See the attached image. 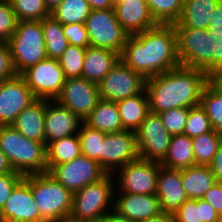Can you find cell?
Returning <instances> with one entry per match:
<instances>
[{
  "label": "cell",
  "instance_id": "36",
  "mask_svg": "<svg viewBox=\"0 0 222 222\" xmlns=\"http://www.w3.org/2000/svg\"><path fill=\"white\" fill-rule=\"evenodd\" d=\"M18 21H41L51 16L44 0H9Z\"/></svg>",
  "mask_w": 222,
  "mask_h": 222
},
{
  "label": "cell",
  "instance_id": "47",
  "mask_svg": "<svg viewBox=\"0 0 222 222\" xmlns=\"http://www.w3.org/2000/svg\"><path fill=\"white\" fill-rule=\"evenodd\" d=\"M207 30L209 33H222V0L217 3Z\"/></svg>",
  "mask_w": 222,
  "mask_h": 222
},
{
  "label": "cell",
  "instance_id": "1",
  "mask_svg": "<svg viewBox=\"0 0 222 222\" xmlns=\"http://www.w3.org/2000/svg\"><path fill=\"white\" fill-rule=\"evenodd\" d=\"M120 60L145 79L180 66L174 25L158 24L128 35Z\"/></svg>",
  "mask_w": 222,
  "mask_h": 222
},
{
  "label": "cell",
  "instance_id": "10",
  "mask_svg": "<svg viewBox=\"0 0 222 222\" xmlns=\"http://www.w3.org/2000/svg\"><path fill=\"white\" fill-rule=\"evenodd\" d=\"M47 172L73 194L108 174L96 160L82 154L70 162L47 165Z\"/></svg>",
  "mask_w": 222,
  "mask_h": 222
},
{
  "label": "cell",
  "instance_id": "24",
  "mask_svg": "<svg viewBox=\"0 0 222 222\" xmlns=\"http://www.w3.org/2000/svg\"><path fill=\"white\" fill-rule=\"evenodd\" d=\"M220 0H185L182 14L174 28L207 30L213 11Z\"/></svg>",
  "mask_w": 222,
  "mask_h": 222
},
{
  "label": "cell",
  "instance_id": "34",
  "mask_svg": "<svg viewBox=\"0 0 222 222\" xmlns=\"http://www.w3.org/2000/svg\"><path fill=\"white\" fill-rule=\"evenodd\" d=\"M185 0H147L149 11L157 24L173 25L181 17Z\"/></svg>",
  "mask_w": 222,
  "mask_h": 222
},
{
  "label": "cell",
  "instance_id": "49",
  "mask_svg": "<svg viewBox=\"0 0 222 222\" xmlns=\"http://www.w3.org/2000/svg\"><path fill=\"white\" fill-rule=\"evenodd\" d=\"M207 84L222 95V67L216 68L207 74Z\"/></svg>",
  "mask_w": 222,
  "mask_h": 222
},
{
  "label": "cell",
  "instance_id": "39",
  "mask_svg": "<svg viewBox=\"0 0 222 222\" xmlns=\"http://www.w3.org/2000/svg\"><path fill=\"white\" fill-rule=\"evenodd\" d=\"M212 130L210 119L201 105L190 107L183 135L194 138Z\"/></svg>",
  "mask_w": 222,
  "mask_h": 222
},
{
  "label": "cell",
  "instance_id": "15",
  "mask_svg": "<svg viewBox=\"0 0 222 222\" xmlns=\"http://www.w3.org/2000/svg\"><path fill=\"white\" fill-rule=\"evenodd\" d=\"M100 100L98 85L84 78L66 79L56 101L84 121Z\"/></svg>",
  "mask_w": 222,
  "mask_h": 222
},
{
  "label": "cell",
  "instance_id": "54",
  "mask_svg": "<svg viewBox=\"0 0 222 222\" xmlns=\"http://www.w3.org/2000/svg\"><path fill=\"white\" fill-rule=\"evenodd\" d=\"M62 0H44V3L48 10L52 12Z\"/></svg>",
  "mask_w": 222,
  "mask_h": 222
},
{
  "label": "cell",
  "instance_id": "38",
  "mask_svg": "<svg viewBox=\"0 0 222 222\" xmlns=\"http://www.w3.org/2000/svg\"><path fill=\"white\" fill-rule=\"evenodd\" d=\"M86 48L71 45L58 58L66 79L82 78Z\"/></svg>",
  "mask_w": 222,
  "mask_h": 222
},
{
  "label": "cell",
  "instance_id": "5",
  "mask_svg": "<svg viewBox=\"0 0 222 222\" xmlns=\"http://www.w3.org/2000/svg\"><path fill=\"white\" fill-rule=\"evenodd\" d=\"M31 191L45 222H68L73 193L49 172L31 174Z\"/></svg>",
  "mask_w": 222,
  "mask_h": 222
},
{
  "label": "cell",
  "instance_id": "46",
  "mask_svg": "<svg viewBox=\"0 0 222 222\" xmlns=\"http://www.w3.org/2000/svg\"><path fill=\"white\" fill-rule=\"evenodd\" d=\"M202 199L210 203L216 212L222 214V182H215L213 186L205 192Z\"/></svg>",
  "mask_w": 222,
  "mask_h": 222
},
{
  "label": "cell",
  "instance_id": "50",
  "mask_svg": "<svg viewBox=\"0 0 222 222\" xmlns=\"http://www.w3.org/2000/svg\"><path fill=\"white\" fill-rule=\"evenodd\" d=\"M92 10L114 9L112 0H86Z\"/></svg>",
  "mask_w": 222,
  "mask_h": 222
},
{
  "label": "cell",
  "instance_id": "55",
  "mask_svg": "<svg viewBox=\"0 0 222 222\" xmlns=\"http://www.w3.org/2000/svg\"><path fill=\"white\" fill-rule=\"evenodd\" d=\"M113 1V4H114V7L117 5V4H120L126 0H112Z\"/></svg>",
  "mask_w": 222,
  "mask_h": 222
},
{
  "label": "cell",
  "instance_id": "9",
  "mask_svg": "<svg viewBox=\"0 0 222 222\" xmlns=\"http://www.w3.org/2000/svg\"><path fill=\"white\" fill-rule=\"evenodd\" d=\"M36 99L56 100L63 90L65 76L58 59L45 58L20 74Z\"/></svg>",
  "mask_w": 222,
  "mask_h": 222
},
{
  "label": "cell",
  "instance_id": "33",
  "mask_svg": "<svg viewBox=\"0 0 222 222\" xmlns=\"http://www.w3.org/2000/svg\"><path fill=\"white\" fill-rule=\"evenodd\" d=\"M222 141V134L215 130L192 138V148L196 165L209 166Z\"/></svg>",
  "mask_w": 222,
  "mask_h": 222
},
{
  "label": "cell",
  "instance_id": "20",
  "mask_svg": "<svg viewBox=\"0 0 222 222\" xmlns=\"http://www.w3.org/2000/svg\"><path fill=\"white\" fill-rule=\"evenodd\" d=\"M156 195L159 198L161 210L172 214L189 199L183 187L181 169L160 167Z\"/></svg>",
  "mask_w": 222,
  "mask_h": 222
},
{
  "label": "cell",
  "instance_id": "21",
  "mask_svg": "<svg viewBox=\"0 0 222 222\" xmlns=\"http://www.w3.org/2000/svg\"><path fill=\"white\" fill-rule=\"evenodd\" d=\"M117 20L128 35L156 27L147 0H126L114 7Z\"/></svg>",
  "mask_w": 222,
  "mask_h": 222
},
{
  "label": "cell",
  "instance_id": "26",
  "mask_svg": "<svg viewBox=\"0 0 222 222\" xmlns=\"http://www.w3.org/2000/svg\"><path fill=\"white\" fill-rule=\"evenodd\" d=\"M90 128L105 133L125 130L122 126L116 102L99 100L90 115L83 121Z\"/></svg>",
  "mask_w": 222,
  "mask_h": 222
},
{
  "label": "cell",
  "instance_id": "30",
  "mask_svg": "<svg viewBox=\"0 0 222 222\" xmlns=\"http://www.w3.org/2000/svg\"><path fill=\"white\" fill-rule=\"evenodd\" d=\"M47 165H60L70 162L81 155L80 141L77 134L61 138L46 146Z\"/></svg>",
  "mask_w": 222,
  "mask_h": 222
},
{
  "label": "cell",
  "instance_id": "23",
  "mask_svg": "<svg viewBox=\"0 0 222 222\" xmlns=\"http://www.w3.org/2000/svg\"><path fill=\"white\" fill-rule=\"evenodd\" d=\"M45 108L46 100L36 99L18 114L11 125L26 138L45 143Z\"/></svg>",
  "mask_w": 222,
  "mask_h": 222
},
{
  "label": "cell",
  "instance_id": "4",
  "mask_svg": "<svg viewBox=\"0 0 222 222\" xmlns=\"http://www.w3.org/2000/svg\"><path fill=\"white\" fill-rule=\"evenodd\" d=\"M114 174H107L100 181L86 185L73 194L68 222H100L114 209ZM114 180V181H113ZM107 211V212H106Z\"/></svg>",
  "mask_w": 222,
  "mask_h": 222
},
{
  "label": "cell",
  "instance_id": "53",
  "mask_svg": "<svg viewBox=\"0 0 222 222\" xmlns=\"http://www.w3.org/2000/svg\"><path fill=\"white\" fill-rule=\"evenodd\" d=\"M13 170L6 158V155L0 149V175L12 173Z\"/></svg>",
  "mask_w": 222,
  "mask_h": 222
},
{
  "label": "cell",
  "instance_id": "44",
  "mask_svg": "<svg viewBox=\"0 0 222 222\" xmlns=\"http://www.w3.org/2000/svg\"><path fill=\"white\" fill-rule=\"evenodd\" d=\"M17 75L8 43L0 42V82Z\"/></svg>",
  "mask_w": 222,
  "mask_h": 222
},
{
  "label": "cell",
  "instance_id": "52",
  "mask_svg": "<svg viewBox=\"0 0 222 222\" xmlns=\"http://www.w3.org/2000/svg\"><path fill=\"white\" fill-rule=\"evenodd\" d=\"M142 222H174V217L172 213L161 211L159 214Z\"/></svg>",
  "mask_w": 222,
  "mask_h": 222
},
{
  "label": "cell",
  "instance_id": "32",
  "mask_svg": "<svg viewBox=\"0 0 222 222\" xmlns=\"http://www.w3.org/2000/svg\"><path fill=\"white\" fill-rule=\"evenodd\" d=\"M92 9L86 0H62L51 16L63 24H85Z\"/></svg>",
  "mask_w": 222,
  "mask_h": 222
},
{
  "label": "cell",
  "instance_id": "18",
  "mask_svg": "<svg viewBox=\"0 0 222 222\" xmlns=\"http://www.w3.org/2000/svg\"><path fill=\"white\" fill-rule=\"evenodd\" d=\"M83 121L56 100H46L44 133L46 146L58 139L77 134Z\"/></svg>",
  "mask_w": 222,
  "mask_h": 222
},
{
  "label": "cell",
  "instance_id": "8",
  "mask_svg": "<svg viewBox=\"0 0 222 222\" xmlns=\"http://www.w3.org/2000/svg\"><path fill=\"white\" fill-rule=\"evenodd\" d=\"M177 56L182 66L211 72V37L208 30L175 28Z\"/></svg>",
  "mask_w": 222,
  "mask_h": 222
},
{
  "label": "cell",
  "instance_id": "40",
  "mask_svg": "<svg viewBox=\"0 0 222 222\" xmlns=\"http://www.w3.org/2000/svg\"><path fill=\"white\" fill-rule=\"evenodd\" d=\"M189 108H173L168 111L159 113V116L168 130L173 135H183L186 121L188 118Z\"/></svg>",
  "mask_w": 222,
  "mask_h": 222
},
{
  "label": "cell",
  "instance_id": "48",
  "mask_svg": "<svg viewBox=\"0 0 222 222\" xmlns=\"http://www.w3.org/2000/svg\"><path fill=\"white\" fill-rule=\"evenodd\" d=\"M209 167L215 176L216 182H222V141L220 142Z\"/></svg>",
  "mask_w": 222,
  "mask_h": 222
},
{
  "label": "cell",
  "instance_id": "25",
  "mask_svg": "<svg viewBox=\"0 0 222 222\" xmlns=\"http://www.w3.org/2000/svg\"><path fill=\"white\" fill-rule=\"evenodd\" d=\"M120 120L125 130L136 131L141 122L150 113L149 98L146 89L141 93L116 102Z\"/></svg>",
  "mask_w": 222,
  "mask_h": 222
},
{
  "label": "cell",
  "instance_id": "51",
  "mask_svg": "<svg viewBox=\"0 0 222 222\" xmlns=\"http://www.w3.org/2000/svg\"><path fill=\"white\" fill-rule=\"evenodd\" d=\"M100 222H133L129 219L119 215L115 210L108 212Z\"/></svg>",
  "mask_w": 222,
  "mask_h": 222
},
{
  "label": "cell",
  "instance_id": "11",
  "mask_svg": "<svg viewBox=\"0 0 222 222\" xmlns=\"http://www.w3.org/2000/svg\"><path fill=\"white\" fill-rule=\"evenodd\" d=\"M146 79L129 68L122 60L97 84L99 97L118 102L135 96L145 89Z\"/></svg>",
  "mask_w": 222,
  "mask_h": 222
},
{
  "label": "cell",
  "instance_id": "14",
  "mask_svg": "<svg viewBox=\"0 0 222 222\" xmlns=\"http://www.w3.org/2000/svg\"><path fill=\"white\" fill-rule=\"evenodd\" d=\"M139 158L136 132L123 130L106 133L100 153V166L114 174L120 167Z\"/></svg>",
  "mask_w": 222,
  "mask_h": 222
},
{
  "label": "cell",
  "instance_id": "42",
  "mask_svg": "<svg viewBox=\"0 0 222 222\" xmlns=\"http://www.w3.org/2000/svg\"><path fill=\"white\" fill-rule=\"evenodd\" d=\"M62 28L69 44L82 48L89 46V37L85 24H63Z\"/></svg>",
  "mask_w": 222,
  "mask_h": 222
},
{
  "label": "cell",
  "instance_id": "3",
  "mask_svg": "<svg viewBox=\"0 0 222 222\" xmlns=\"http://www.w3.org/2000/svg\"><path fill=\"white\" fill-rule=\"evenodd\" d=\"M0 149L15 172L24 176L47 172L46 144L26 138L12 125L0 126Z\"/></svg>",
  "mask_w": 222,
  "mask_h": 222
},
{
  "label": "cell",
  "instance_id": "16",
  "mask_svg": "<svg viewBox=\"0 0 222 222\" xmlns=\"http://www.w3.org/2000/svg\"><path fill=\"white\" fill-rule=\"evenodd\" d=\"M0 215L3 222H45L32 195L31 175L13 189Z\"/></svg>",
  "mask_w": 222,
  "mask_h": 222
},
{
  "label": "cell",
  "instance_id": "29",
  "mask_svg": "<svg viewBox=\"0 0 222 222\" xmlns=\"http://www.w3.org/2000/svg\"><path fill=\"white\" fill-rule=\"evenodd\" d=\"M174 222H217L219 213L207 201L186 200L174 213Z\"/></svg>",
  "mask_w": 222,
  "mask_h": 222
},
{
  "label": "cell",
  "instance_id": "41",
  "mask_svg": "<svg viewBox=\"0 0 222 222\" xmlns=\"http://www.w3.org/2000/svg\"><path fill=\"white\" fill-rule=\"evenodd\" d=\"M18 19L9 0H0V42L7 43L15 33Z\"/></svg>",
  "mask_w": 222,
  "mask_h": 222
},
{
  "label": "cell",
  "instance_id": "19",
  "mask_svg": "<svg viewBox=\"0 0 222 222\" xmlns=\"http://www.w3.org/2000/svg\"><path fill=\"white\" fill-rule=\"evenodd\" d=\"M114 209L119 215L133 222L145 221L162 210L156 194L116 193L114 191Z\"/></svg>",
  "mask_w": 222,
  "mask_h": 222
},
{
  "label": "cell",
  "instance_id": "12",
  "mask_svg": "<svg viewBox=\"0 0 222 222\" xmlns=\"http://www.w3.org/2000/svg\"><path fill=\"white\" fill-rule=\"evenodd\" d=\"M162 165L138 158L137 160L120 167L115 186L117 193L156 194L157 176ZM117 184V185H116Z\"/></svg>",
  "mask_w": 222,
  "mask_h": 222
},
{
  "label": "cell",
  "instance_id": "37",
  "mask_svg": "<svg viewBox=\"0 0 222 222\" xmlns=\"http://www.w3.org/2000/svg\"><path fill=\"white\" fill-rule=\"evenodd\" d=\"M200 105L210 119L213 129L222 134V95L207 84L202 91Z\"/></svg>",
  "mask_w": 222,
  "mask_h": 222
},
{
  "label": "cell",
  "instance_id": "31",
  "mask_svg": "<svg viewBox=\"0 0 222 222\" xmlns=\"http://www.w3.org/2000/svg\"><path fill=\"white\" fill-rule=\"evenodd\" d=\"M48 58L58 59L69 46L62 24L52 16L41 20Z\"/></svg>",
  "mask_w": 222,
  "mask_h": 222
},
{
  "label": "cell",
  "instance_id": "27",
  "mask_svg": "<svg viewBox=\"0 0 222 222\" xmlns=\"http://www.w3.org/2000/svg\"><path fill=\"white\" fill-rule=\"evenodd\" d=\"M181 179L189 199H200L216 182L209 166L195 165L181 169Z\"/></svg>",
  "mask_w": 222,
  "mask_h": 222
},
{
  "label": "cell",
  "instance_id": "6",
  "mask_svg": "<svg viewBox=\"0 0 222 222\" xmlns=\"http://www.w3.org/2000/svg\"><path fill=\"white\" fill-rule=\"evenodd\" d=\"M7 43L17 74L47 58L41 21H18Z\"/></svg>",
  "mask_w": 222,
  "mask_h": 222
},
{
  "label": "cell",
  "instance_id": "17",
  "mask_svg": "<svg viewBox=\"0 0 222 222\" xmlns=\"http://www.w3.org/2000/svg\"><path fill=\"white\" fill-rule=\"evenodd\" d=\"M36 98L20 74L0 82V126L11 125Z\"/></svg>",
  "mask_w": 222,
  "mask_h": 222
},
{
  "label": "cell",
  "instance_id": "28",
  "mask_svg": "<svg viewBox=\"0 0 222 222\" xmlns=\"http://www.w3.org/2000/svg\"><path fill=\"white\" fill-rule=\"evenodd\" d=\"M160 164L170 169H183L195 166L192 138L186 135L171 136L167 155Z\"/></svg>",
  "mask_w": 222,
  "mask_h": 222
},
{
  "label": "cell",
  "instance_id": "2",
  "mask_svg": "<svg viewBox=\"0 0 222 222\" xmlns=\"http://www.w3.org/2000/svg\"><path fill=\"white\" fill-rule=\"evenodd\" d=\"M206 85L204 71L182 65L152 76L145 83L150 112L159 114L173 108L197 106Z\"/></svg>",
  "mask_w": 222,
  "mask_h": 222
},
{
  "label": "cell",
  "instance_id": "45",
  "mask_svg": "<svg viewBox=\"0 0 222 222\" xmlns=\"http://www.w3.org/2000/svg\"><path fill=\"white\" fill-rule=\"evenodd\" d=\"M211 71L222 67V33H210Z\"/></svg>",
  "mask_w": 222,
  "mask_h": 222
},
{
  "label": "cell",
  "instance_id": "35",
  "mask_svg": "<svg viewBox=\"0 0 222 222\" xmlns=\"http://www.w3.org/2000/svg\"><path fill=\"white\" fill-rule=\"evenodd\" d=\"M77 135L80 141L81 154L89 159L96 160L100 164L102 142L106 133L90 128L83 122Z\"/></svg>",
  "mask_w": 222,
  "mask_h": 222
},
{
  "label": "cell",
  "instance_id": "13",
  "mask_svg": "<svg viewBox=\"0 0 222 222\" xmlns=\"http://www.w3.org/2000/svg\"><path fill=\"white\" fill-rule=\"evenodd\" d=\"M135 132L139 158L161 163L167 155L172 135L159 114L150 112Z\"/></svg>",
  "mask_w": 222,
  "mask_h": 222
},
{
  "label": "cell",
  "instance_id": "22",
  "mask_svg": "<svg viewBox=\"0 0 222 222\" xmlns=\"http://www.w3.org/2000/svg\"><path fill=\"white\" fill-rule=\"evenodd\" d=\"M120 54L108 49L87 46L82 78L98 84L119 62Z\"/></svg>",
  "mask_w": 222,
  "mask_h": 222
},
{
  "label": "cell",
  "instance_id": "43",
  "mask_svg": "<svg viewBox=\"0 0 222 222\" xmlns=\"http://www.w3.org/2000/svg\"><path fill=\"white\" fill-rule=\"evenodd\" d=\"M24 175L13 171L0 175V210L11 195L13 189L24 179Z\"/></svg>",
  "mask_w": 222,
  "mask_h": 222
},
{
  "label": "cell",
  "instance_id": "7",
  "mask_svg": "<svg viewBox=\"0 0 222 222\" xmlns=\"http://www.w3.org/2000/svg\"><path fill=\"white\" fill-rule=\"evenodd\" d=\"M85 26L89 46L122 54L128 33L119 24L114 9L92 10Z\"/></svg>",
  "mask_w": 222,
  "mask_h": 222
},
{
  "label": "cell",
  "instance_id": "56",
  "mask_svg": "<svg viewBox=\"0 0 222 222\" xmlns=\"http://www.w3.org/2000/svg\"><path fill=\"white\" fill-rule=\"evenodd\" d=\"M217 222H222V214H219V218H218Z\"/></svg>",
  "mask_w": 222,
  "mask_h": 222
}]
</instances>
